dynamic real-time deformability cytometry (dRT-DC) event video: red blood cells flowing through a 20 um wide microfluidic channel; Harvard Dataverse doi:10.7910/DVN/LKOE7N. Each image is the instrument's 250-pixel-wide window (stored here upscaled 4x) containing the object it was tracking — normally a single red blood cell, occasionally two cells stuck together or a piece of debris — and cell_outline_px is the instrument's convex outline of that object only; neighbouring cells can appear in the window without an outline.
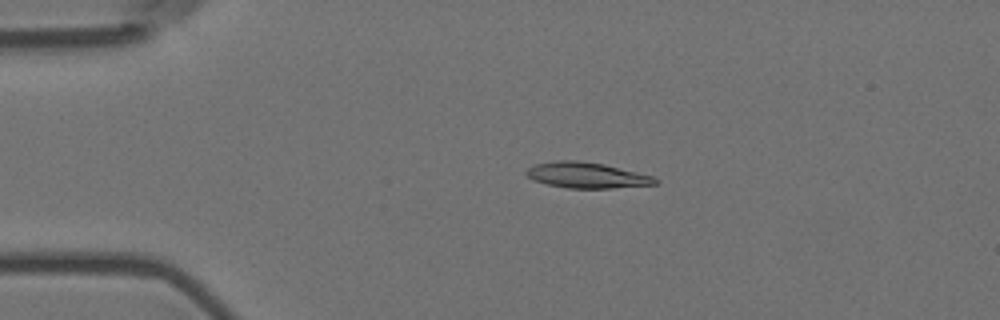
{"species": "Egyptian fruit bat (a non-hibernating species)", "species_latin": "Rousettus aegyptiacus", "temperature_condition": "room temperature", "stored_images_in_passage": 5, "camera_frame_rate_fps": 3000, "um_per_image_px": 0.085, "animal": {"sex": "female"}, "frame": {"image": 1, "passage_image": 4, "time_ms": 1.0, "image_size_px": [1000, 320], "cell_outline_px": [[660, 180], [656, 184], [612, 188], [568, 188], [548, 184], [532, 180], [524, 172], [528, 168], [536, 164], [556, 160], [576, 160], [604, 164], [652, 176]], "centroid_in_image_um": [49.85, 14.89], "position_along_channel_um": 35.1, "area_um2": 19.19}}